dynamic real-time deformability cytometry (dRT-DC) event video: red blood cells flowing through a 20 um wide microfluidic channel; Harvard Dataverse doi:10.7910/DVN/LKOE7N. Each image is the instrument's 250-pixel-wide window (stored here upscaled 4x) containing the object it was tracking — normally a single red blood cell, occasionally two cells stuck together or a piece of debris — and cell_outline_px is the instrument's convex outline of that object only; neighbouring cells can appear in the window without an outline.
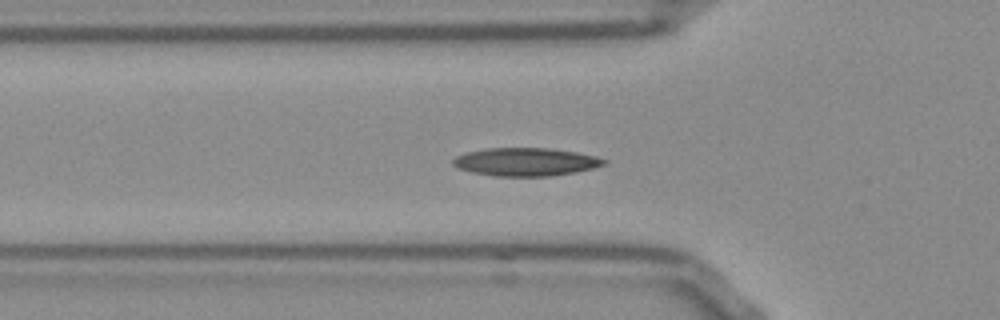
{"species": "Egyptian fruit bat (a non-hibernating species)", "species_latin": "Rousettus aegyptiacus", "temperature_condition": "room temperature", "stored_images_in_passage": 41, "camera_frame_rate_fps": 3000, "um_per_image_px": 0.085, "frame": {"image": 1, "passage_image": 4, "time_ms": 1.0, "image_size_px": [1000, 320], "cell_outline_px": [[608, 164], [576, 172], [552, 176], [496, 176], [472, 172], [456, 168], [452, 164], [452, 160], [456, 156], [468, 152], [488, 148], [548, 148], [576, 152], [596, 156], [608, 160]], "centroid_in_image_um": [44.71, 13.76], "position_along_channel_um": 81.1, "area_um2": 24.8}}
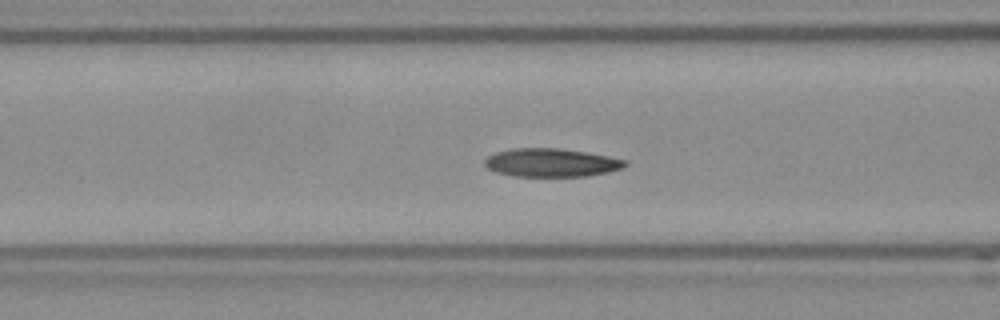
{"frame": {"image": 2, "passage_image": 7, "time_ms": 2.0, "image_size_px": [1000, 320], "cell_outline_px": [[628, 164], [620, 168], [608, 172], [588, 176], [516, 176], [496, 172], [488, 168], [484, 164], [484, 160], [488, 156], [496, 152], [512, 148], [560, 148], [588, 152], [628, 160]], "centroid_in_image_um": [46.87, 13.81], "position_along_channel_um": 119.7, "area_um2": 23.24}}
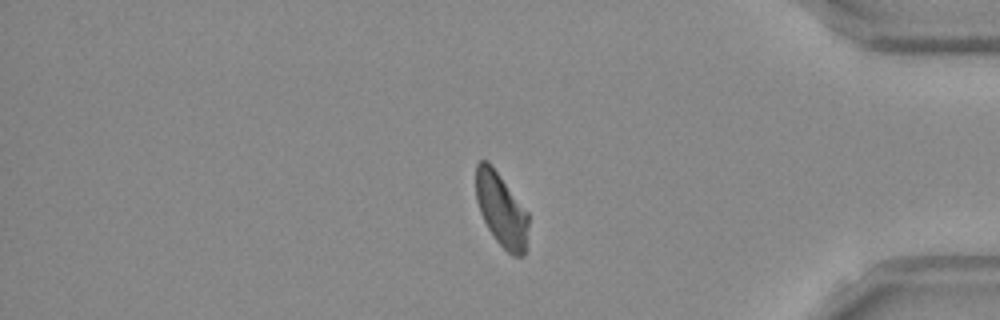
{"frame": {"image": 3, "passage_image": 31, "time_ms": 10.0, "image_size_px": [1000, 320], "cell_outline_px": [[528, 224], [524, 256], [512, 256], [496, 240], [488, 228], [480, 212], [476, 200], [476, 164], [480, 160], [488, 160], [492, 164], [528, 212]], "centroid_in_image_um": [42.6, 17.79], "position_along_channel_um": 392.6, "area_um2": 22.48}, "authors_computed_cell_mechanics": {"area_um2": 23.2934, "velocity_mm_per_s": 3.7802, "shape_relaxation_time_tau1_ms": 3.9899, "shape_relaxation_time_tau2_ms": 2.8561, "deformation_change_tau1": 0.1136, "deformation_change_tau2": 0.0926}}